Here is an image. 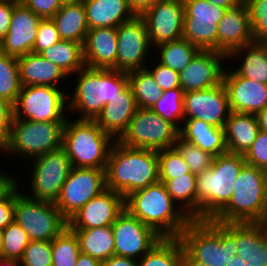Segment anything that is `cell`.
<instances>
[{
    "label": "cell",
    "instance_id": "obj_20",
    "mask_svg": "<svg viewBox=\"0 0 267 266\" xmlns=\"http://www.w3.org/2000/svg\"><path fill=\"white\" fill-rule=\"evenodd\" d=\"M125 209V198L113 190L105 189L91 198L68 221L70 229H91L112 225Z\"/></svg>",
    "mask_w": 267,
    "mask_h": 266
},
{
    "label": "cell",
    "instance_id": "obj_64",
    "mask_svg": "<svg viewBox=\"0 0 267 266\" xmlns=\"http://www.w3.org/2000/svg\"><path fill=\"white\" fill-rule=\"evenodd\" d=\"M3 257V237H2V230H0V258Z\"/></svg>",
    "mask_w": 267,
    "mask_h": 266
},
{
    "label": "cell",
    "instance_id": "obj_35",
    "mask_svg": "<svg viewBox=\"0 0 267 266\" xmlns=\"http://www.w3.org/2000/svg\"><path fill=\"white\" fill-rule=\"evenodd\" d=\"M39 55L59 66L70 77L85 66L83 45L74 41L61 39Z\"/></svg>",
    "mask_w": 267,
    "mask_h": 266
},
{
    "label": "cell",
    "instance_id": "obj_53",
    "mask_svg": "<svg viewBox=\"0 0 267 266\" xmlns=\"http://www.w3.org/2000/svg\"><path fill=\"white\" fill-rule=\"evenodd\" d=\"M20 0H0V42L9 31L14 7Z\"/></svg>",
    "mask_w": 267,
    "mask_h": 266
},
{
    "label": "cell",
    "instance_id": "obj_5",
    "mask_svg": "<svg viewBox=\"0 0 267 266\" xmlns=\"http://www.w3.org/2000/svg\"><path fill=\"white\" fill-rule=\"evenodd\" d=\"M267 171L245 163L229 202L211 219L217 223H257L266 216Z\"/></svg>",
    "mask_w": 267,
    "mask_h": 266
},
{
    "label": "cell",
    "instance_id": "obj_18",
    "mask_svg": "<svg viewBox=\"0 0 267 266\" xmlns=\"http://www.w3.org/2000/svg\"><path fill=\"white\" fill-rule=\"evenodd\" d=\"M184 119H199L224 128L231 110L223 83L204 90L184 93Z\"/></svg>",
    "mask_w": 267,
    "mask_h": 266
},
{
    "label": "cell",
    "instance_id": "obj_29",
    "mask_svg": "<svg viewBox=\"0 0 267 266\" xmlns=\"http://www.w3.org/2000/svg\"><path fill=\"white\" fill-rule=\"evenodd\" d=\"M179 135L214 156L227 153L224 128L199 119H184Z\"/></svg>",
    "mask_w": 267,
    "mask_h": 266
},
{
    "label": "cell",
    "instance_id": "obj_51",
    "mask_svg": "<svg viewBox=\"0 0 267 266\" xmlns=\"http://www.w3.org/2000/svg\"><path fill=\"white\" fill-rule=\"evenodd\" d=\"M20 2L42 19L52 18L63 5L61 0H20Z\"/></svg>",
    "mask_w": 267,
    "mask_h": 266
},
{
    "label": "cell",
    "instance_id": "obj_49",
    "mask_svg": "<svg viewBox=\"0 0 267 266\" xmlns=\"http://www.w3.org/2000/svg\"><path fill=\"white\" fill-rule=\"evenodd\" d=\"M153 66L146 67L153 75L155 81L159 84L162 91L179 88V72L165 66L161 63L154 62ZM155 65V66H154Z\"/></svg>",
    "mask_w": 267,
    "mask_h": 266
},
{
    "label": "cell",
    "instance_id": "obj_7",
    "mask_svg": "<svg viewBox=\"0 0 267 266\" xmlns=\"http://www.w3.org/2000/svg\"><path fill=\"white\" fill-rule=\"evenodd\" d=\"M114 142L94 120L75 118L73 121L67 118L65 121L62 148L70 158L72 167L106 169Z\"/></svg>",
    "mask_w": 267,
    "mask_h": 266
},
{
    "label": "cell",
    "instance_id": "obj_13",
    "mask_svg": "<svg viewBox=\"0 0 267 266\" xmlns=\"http://www.w3.org/2000/svg\"><path fill=\"white\" fill-rule=\"evenodd\" d=\"M183 36L200 50L218 51V22L227 9L207 0H183Z\"/></svg>",
    "mask_w": 267,
    "mask_h": 266
},
{
    "label": "cell",
    "instance_id": "obj_25",
    "mask_svg": "<svg viewBox=\"0 0 267 266\" xmlns=\"http://www.w3.org/2000/svg\"><path fill=\"white\" fill-rule=\"evenodd\" d=\"M117 28L90 29L83 45L86 67L113 69L117 61Z\"/></svg>",
    "mask_w": 267,
    "mask_h": 266
},
{
    "label": "cell",
    "instance_id": "obj_39",
    "mask_svg": "<svg viewBox=\"0 0 267 266\" xmlns=\"http://www.w3.org/2000/svg\"><path fill=\"white\" fill-rule=\"evenodd\" d=\"M183 99L184 91L180 87L162 91L159 100L150 109L180 130L184 122Z\"/></svg>",
    "mask_w": 267,
    "mask_h": 266
},
{
    "label": "cell",
    "instance_id": "obj_61",
    "mask_svg": "<svg viewBox=\"0 0 267 266\" xmlns=\"http://www.w3.org/2000/svg\"><path fill=\"white\" fill-rule=\"evenodd\" d=\"M225 266H247L245 260L239 255L230 257L229 261Z\"/></svg>",
    "mask_w": 267,
    "mask_h": 266
},
{
    "label": "cell",
    "instance_id": "obj_58",
    "mask_svg": "<svg viewBox=\"0 0 267 266\" xmlns=\"http://www.w3.org/2000/svg\"><path fill=\"white\" fill-rule=\"evenodd\" d=\"M210 4L218 5L227 10L237 7L240 2L238 0H207Z\"/></svg>",
    "mask_w": 267,
    "mask_h": 266
},
{
    "label": "cell",
    "instance_id": "obj_44",
    "mask_svg": "<svg viewBox=\"0 0 267 266\" xmlns=\"http://www.w3.org/2000/svg\"><path fill=\"white\" fill-rule=\"evenodd\" d=\"M159 161V180H171L177 176L191 173L183 157L174 148L157 151Z\"/></svg>",
    "mask_w": 267,
    "mask_h": 266
},
{
    "label": "cell",
    "instance_id": "obj_65",
    "mask_svg": "<svg viewBox=\"0 0 267 266\" xmlns=\"http://www.w3.org/2000/svg\"><path fill=\"white\" fill-rule=\"evenodd\" d=\"M63 4H69V3H79L83 0H61Z\"/></svg>",
    "mask_w": 267,
    "mask_h": 266
},
{
    "label": "cell",
    "instance_id": "obj_56",
    "mask_svg": "<svg viewBox=\"0 0 267 266\" xmlns=\"http://www.w3.org/2000/svg\"><path fill=\"white\" fill-rule=\"evenodd\" d=\"M160 0H128L130 8L136 15H140L148 7L153 6Z\"/></svg>",
    "mask_w": 267,
    "mask_h": 266
},
{
    "label": "cell",
    "instance_id": "obj_8",
    "mask_svg": "<svg viewBox=\"0 0 267 266\" xmlns=\"http://www.w3.org/2000/svg\"><path fill=\"white\" fill-rule=\"evenodd\" d=\"M64 124L65 122H36L13 118L10 139L2 152L31 161L59 149L62 147Z\"/></svg>",
    "mask_w": 267,
    "mask_h": 266
},
{
    "label": "cell",
    "instance_id": "obj_55",
    "mask_svg": "<svg viewBox=\"0 0 267 266\" xmlns=\"http://www.w3.org/2000/svg\"><path fill=\"white\" fill-rule=\"evenodd\" d=\"M100 266H138V264L137 259L113 255L109 259L102 261Z\"/></svg>",
    "mask_w": 267,
    "mask_h": 266
},
{
    "label": "cell",
    "instance_id": "obj_4",
    "mask_svg": "<svg viewBox=\"0 0 267 266\" xmlns=\"http://www.w3.org/2000/svg\"><path fill=\"white\" fill-rule=\"evenodd\" d=\"M178 239L190 258L207 266H225L237 254L236 223L191 220Z\"/></svg>",
    "mask_w": 267,
    "mask_h": 266
},
{
    "label": "cell",
    "instance_id": "obj_14",
    "mask_svg": "<svg viewBox=\"0 0 267 266\" xmlns=\"http://www.w3.org/2000/svg\"><path fill=\"white\" fill-rule=\"evenodd\" d=\"M105 189V169L72 167L55 205L68 220L91 198L98 196Z\"/></svg>",
    "mask_w": 267,
    "mask_h": 266
},
{
    "label": "cell",
    "instance_id": "obj_63",
    "mask_svg": "<svg viewBox=\"0 0 267 266\" xmlns=\"http://www.w3.org/2000/svg\"><path fill=\"white\" fill-rule=\"evenodd\" d=\"M257 224L260 226L262 229V232L264 234V237L267 241V216L263 217L261 220L257 222Z\"/></svg>",
    "mask_w": 267,
    "mask_h": 266
},
{
    "label": "cell",
    "instance_id": "obj_23",
    "mask_svg": "<svg viewBox=\"0 0 267 266\" xmlns=\"http://www.w3.org/2000/svg\"><path fill=\"white\" fill-rule=\"evenodd\" d=\"M253 33L246 4L229 9L218 22V52L227 57L236 49L252 43Z\"/></svg>",
    "mask_w": 267,
    "mask_h": 266
},
{
    "label": "cell",
    "instance_id": "obj_12",
    "mask_svg": "<svg viewBox=\"0 0 267 266\" xmlns=\"http://www.w3.org/2000/svg\"><path fill=\"white\" fill-rule=\"evenodd\" d=\"M30 175V193L23 194L34 200L54 202L72 168L70 158L61 147L41 155L32 161ZM29 194V195H27ZM31 194V195H30Z\"/></svg>",
    "mask_w": 267,
    "mask_h": 266
},
{
    "label": "cell",
    "instance_id": "obj_42",
    "mask_svg": "<svg viewBox=\"0 0 267 266\" xmlns=\"http://www.w3.org/2000/svg\"><path fill=\"white\" fill-rule=\"evenodd\" d=\"M173 147L183 157L191 173L195 175L203 173L213 164L215 158L213 154L202 150L190 141H186L180 135L177 136Z\"/></svg>",
    "mask_w": 267,
    "mask_h": 266
},
{
    "label": "cell",
    "instance_id": "obj_24",
    "mask_svg": "<svg viewBox=\"0 0 267 266\" xmlns=\"http://www.w3.org/2000/svg\"><path fill=\"white\" fill-rule=\"evenodd\" d=\"M136 109L133 90L128 84L110 103L105 104L94 121L114 140H119L128 129Z\"/></svg>",
    "mask_w": 267,
    "mask_h": 266
},
{
    "label": "cell",
    "instance_id": "obj_47",
    "mask_svg": "<svg viewBox=\"0 0 267 266\" xmlns=\"http://www.w3.org/2000/svg\"><path fill=\"white\" fill-rule=\"evenodd\" d=\"M61 40L51 18L42 19L38 25L36 41L32 53L39 54Z\"/></svg>",
    "mask_w": 267,
    "mask_h": 266
},
{
    "label": "cell",
    "instance_id": "obj_52",
    "mask_svg": "<svg viewBox=\"0 0 267 266\" xmlns=\"http://www.w3.org/2000/svg\"><path fill=\"white\" fill-rule=\"evenodd\" d=\"M18 185L2 200H0V230H3L13 221L14 201L22 191Z\"/></svg>",
    "mask_w": 267,
    "mask_h": 266
},
{
    "label": "cell",
    "instance_id": "obj_34",
    "mask_svg": "<svg viewBox=\"0 0 267 266\" xmlns=\"http://www.w3.org/2000/svg\"><path fill=\"white\" fill-rule=\"evenodd\" d=\"M159 182L165 184L173 201L191 220H198L195 174L188 173L185 176H177L171 180H159Z\"/></svg>",
    "mask_w": 267,
    "mask_h": 266
},
{
    "label": "cell",
    "instance_id": "obj_48",
    "mask_svg": "<svg viewBox=\"0 0 267 266\" xmlns=\"http://www.w3.org/2000/svg\"><path fill=\"white\" fill-rule=\"evenodd\" d=\"M243 156L247 164L267 171V133L260 130L255 141Z\"/></svg>",
    "mask_w": 267,
    "mask_h": 266
},
{
    "label": "cell",
    "instance_id": "obj_26",
    "mask_svg": "<svg viewBox=\"0 0 267 266\" xmlns=\"http://www.w3.org/2000/svg\"><path fill=\"white\" fill-rule=\"evenodd\" d=\"M17 60L22 86H51L61 88L63 87L59 85L60 83L62 84L61 81L70 79L59 66L39 54L30 52L17 58Z\"/></svg>",
    "mask_w": 267,
    "mask_h": 266
},
{
    "label": "cell",
    "instance_id": "obj_62",
    "mask_svg": "<svg viewBox=\"0 0 267 266\" xmlns=\"http://www.w3.org/2000/svg\"><path fill=\"white\" fill-rule=\"evenodd\" d=\"M0 266H20L19 260L10 258H0Z\"/></svg>",
    "mask_w": 267,
    "mask_h": 266
},
{
    "label": "cell",
    "instance_id": "obj_30",
    "mask_svg": "<svg viewBox=\"0 0 267 266\" xmlns=\"http://www.w3.org/2000/svg\"><path fill=\"white\" fill-rule=\"evenodd\" d=\"M236 246L247 266L267 265V241L257 223H236Z\"/></svg>",
    "mask_w": 267,
    "mask_h": 266
},
{
    "label": "cell",
    "instance_id": "obj_59",
    "mask_svg": "<svg viewBox=\"0 0 267 266\" xmlns=\"http://www.w3.org/2000/svg\"><path fill=\"white\" fill-rule=\"evenodd\" d=\"M259 130L267 133V107L256 114Z\"/></svg>",
    "mask_w": 267,
    "mask_h": 266
},
{
    "label": "cell",
    "instance_id": "obj_3",
    "mask_svg": "<svg viewBox=\"0 0 267 266\" xmlns=\"http://www.w3.org/2000/svg\"><path fill=\"white\" fill-rule=\"evenodd\" d=\"M125 209L163 238H178L191 221L162 182L132 192L125 198Z\"/></svg>",
    "mask_w": 267,
    "mask_h": 266
},
{
    "label": "cell",
    "instance_id": "obj_22",
    "mask_svg": "<svg viewBox=\"0 0 267 266\" xmlns=\"http://www.w3.org/2000/svg\"><path fill=\"white\" fill-rule=\"evenodd\" d=\"M41 17L19 2L12 13L9 31L0 42V51L19 58L32 52Z\"/></svg>",
    "mask_w": 267,
    "mask_h": 266
},
{
    "label": "cell",
    "instance_id": "obj_21",
    "mask_svg": "<svg viewBox=\"0 0 267 266\" xmlns=\"http://www.w3.org/2000/svg\"><path fill=\"white\" fill-rule=\"evenodd\" d=\"M224 69L222 83L231 112L257 114L267 107V84L240 76L235 70Z\"/></svg>",
    "mask_w": 267,
    "mask_h": 266
},
{
    "label": "cell",
    "instance_id": "obj_9",
    "mask_svg": "<svg viewBox=\"0 0 267 266\" xmlns=\"http://www.w3.org/2000/svg\"><path fill=\"white\" fill-rule=\"evenodd\" d=\"M51 86H22L13 105L14 118L36 122H65L68 113L66 89ZM67 111V112H66Z\"/></svg>",
    "mask_w": 267,
    "mask_h": 266
},
{
    "label": "cell",
    "instance_id": "obj_2",
    "mask_svg": "<svg viewBox=\"0 0 267 266\" xmlns=\"http://www.w3.org/2000/svg\"><path fill=\"white\" fill-rule=\"evenodd\" d=\"M76 75L75 88L67 94L68 115L79 114L76 116L80 120H95L105 104L129 84L128 74L114 69L84 66Z\"/></svg>",
    "mask_w": 267,
    "mask_h": 266
},
{
    "label": "cell",
    "instance_id": "obj_43",
    "mask_svg": "<svg viewBox=\"0 0 267 266\" xmlns=\"http://www.w3.org/2000/svg\"><path fill=\"white\" fill-rule=\"evenodd\" d=\"M3 258L20 260L30 243L26 231L14 220L2 230Z\"/></svg>",
    "mask_w": 267,
    "mask_h": 266
},
{
    "label": "cell",
    "instance_id": "obj_15",
    "mask_svg": "<svg viewBox=\"0 0 267 266\" xmlns=\"http://www.w3.org/2000/svg\"><path fill=\"white\" fill-rule=\"evenodd\" d=\"M143 18L135 15L117 27V61L114 70L129 73L147 66L152 49Z\"/></svg>",
    "mask_w": 267,
    "mask_h": 266
},
{
    "label": "cell",
    "instance_id": "obj_33",
    "mask_svg": "<svg viewBox=\"0 0 267 266\" xmlns=\"http://www.w3.org/2000/svg\"><path fill=\"white\" fill-rule=\"evenodd\" d=\"M78 240L81 253L105 261L114 255L112 225L91 229H71Z\"/></svg>",
    "mask_w": 267,
    "mask_h": 266
},
{
    "label": "cell",
    "instance_id": "obj_6",
    "mask_svg": "<svg viewBox=\"0 0 267 266\" xmlns=\"http://www.w3.org/2000/svg\"><path fill=\"white\" fill-rule=\"evenodd\" d=\"M245 163L242 154L227 152L215 156L212 166L196 175L198 220H211L229 202Z\"/></svg>",
    "mask_w": 267,
    "mask_h": 266
},
{
    "label": "cell",
    "instance_id": "obj_38",
    "mask_svg": "<svg viewBox=\"0 0 267 266\" xmlns=\"http://www.w3.org/2000/svg\"><path fill=\"white\" fill-rule=\"evenodd\" d=\"M183 246L178 238H162L140 259L138 266H179Z\"/></svg>",
    "mask_w": 267,
    "mask_h": 266
},
{
    "label": "cell",
    "instance_id": "obj_10",
    "mask_svg": "<svg viewBox=\"0 0 267 266\" xmlns=\"http://www.w3.org/2000/svg\"><path fill=\"white\" fill-rule=\"evenodd\" d=\"M13 220L31 241H52L68 226L54 202L34 200L23 193L15 198Z\"/></svg>",
    "mask_w": 267,
    "mask_h": 266
},
{
    "label": "cell",
    "instance_id": "obj_16",
    "mask_svg": "<svg viewBox=\"0 0 267 266\" xmlns=\"http://www.w3.org/2000/svg\"><path fill=\"white\" fill-rule=\"evenodd\" d=\"M114 255L140 259L163 237L124 209L112 224Z\"/></svg>",
    "mask_w": 267,
    "mask_h": 266
},
{
    "label": "cell",
    "instance_id": "obj_45",
    "mask_svg": "<svg viewBox=\"0 0 267 266\" xmlns=\"http://www.w3.org/2000/svg\"><path fill=\"white\" fill-rule=\"evenodd\" d=\"M19 263L20 266H52L51 241H30Z\"/></svg>",
    "mask_w": 267,
    "mask_h": 266
},
{
    "label": "cell",
    "instance_id": "obj_60",
    "mask_svg": "<svg viewBox=\"0 0 267 266\" xmlns=\"http://www.w3.org/2000/svg\"><path fill=\"white\" fill-rule=\"evenodd\" d=\"M179 266H207V265L194 261L183 250L179 261Z\"/></svg>",
    "mask_w": 267,
    "mask_h": 266
},
{
    "label": "cell",
    "instance_id": "obj_27",
    "mask_svg": "<svg viewBox=\"0 0 267 266\" xmlns=\"http://www.w3.org/2000/svg\"><path fill=\"white\" fill-rule=\"evenodd\" d=\"M90 29L119 27L136 14L128 0H83Z\"/></svg>",
    "mask_w": 267,
    "mask_h": 266
},
{
    "label": "cell",
    "instance_id": "obj_17",
    "mask_svg": "<svg viewBox=\"0 0 267 266\" xmlns=\"http://www.w3.org/2000/svg\"><path fill=\"white\" fill-rule=\"evenodd\" d=\"M140 16L145 22L153 48L183 36V0H160L144 10Z\"/></svg>",
    "mask_w": 267,
    "mask_h": 266
},
{
    "label": "cell",
    "instance_id": "obj_19",
    "mask_svg": "<svg viewBox=\"0 0 267 266\" xmlns=\"http://www.w3.org/2000/svg\"><path fill=\"white\" fill-rule=\"evenodd\" d=\"M225 54L213 50H200L179 72L180 88L186 92L204 90L222 83Z\"/></svg>",
    "mask_w": 267,
    "mask_h": 266
},
{
    "label": "cell",
    "instance_id": "obj_57",
    "mask_svg": "<svg viewBox=\"0 0 267 266\" xmlns=\"http://www.w3.org/2000/svg\"><path fill=\"white\" fill-rule=\"evenodd\" d=\"M100 261L91 257L90 255H86L80 253L77 263L75 266H100Z\"/></svg>",
    "mask_w": 267,
    "mask_h": 266
},
{
    "label": "cell",
    "instance_id": "obj_46",
    "mask_svg": "<svg viewBox=\"0 0 267 266\" xmlns=\"http://www.w3.org/2000/svg\"><path fill=\"white\" fill-rule=\"evenodd\" d=\"M246 5L250 14L254 41H267V0H250Z\"/></svg>",
    "mask_w": 267,
    "mask_h": 266
},
{
    "label": "cell",
    "instance_id": "obj_66",
    "mask_svg": "<svg viewBox=\"0 0 267 266\" xmlns=\"http://www.w3.org/2000/svg\"><path fill=\"white\" fill-rule=\"evenodd\" d=\"M240 4H247L250 0H238Z\"/></svg>",
    "mask_w": 267,
    "mask_h": 266
},
{
    "label": "cell",
    "instance_id": "obj_11",
    "mask_svg": "<svg viewBox=\"0 0 267 266\" xmlns=\"http://www.w3.org/2000/svg\"><path fill=\"white\" fill-rule=\"evenodd\" d=\"M179 130L148 108H137L126 132L118 140L131 148L163 150L172 148Z\"/></svg>",
    "mask_w": 267,
    "mask_h": 266
},
{
    "label": "cell",
    "instance_id": "obj_1",
    "mask_svg": "<svg viewBox=\"0 0 267 266\" xmlns=\"http://www.w3.org/2000/svg\"><path fill=\"white\" fill-rule=\"evenodd\" d=\"M105 171L106 188L126 198L134 191L159 182L157 151L131 148L115 140Z\"/></svg>",
    "mask_w": 267,
    "mask_h": 266
},
{
    "label": "cell",
    "instance_id": "obj_50",
    "mask_svg": "<svg viewBox=\"0 0 267 266\" xmlns=\"http://www.w3.org/2000/svg\"><path fill=\"white\" fill-rule=\"evenodd\" d=\"M13 118V105L0 97V152L9 142Z\"/></svg>",
    "mask_w": 267,
    "mask_h": 266
},
{
    "label": "cell",
    "instance_id": "obj_41",
    "mask_svg": "<svg viewBox=\"0 0 267 266\" xmlns=\"http://www.w3.org/2000/svg\"><path fill=\"white\" fill-rule=\"evenodd\" d=\"M52 266H75L81 253L75 233L67 226L51 241Z\"/></svg>",
    "mask_w": 267,
    "mask_h": 266
},
{
    "label": "cell",
    "instance_id": "obj_54",
    "mask_svg": "<svg viewBox=\"0 0 267 266\" xmlns=\"http://www.w3.org/2000/svg\"><path fill=\"white\" fill-rule=\"evenodd\" d=\"M14 178L11 174H8L3 170L0 171V200L4 199L17 185H18V178Z\"/></svg>",
    "mask_w": 267,
    "mask_h": 266
},
{
    "label": "cell",
    "instance_id": "obj_31",
    "mask_svg": "<svg viewBox=\"0 0 267 266\" xmlns=\"http://www.w3.org/2000/svg\"><path fill=\"white\" fill-rule=\"evenodd\" d=\"M227 58L228 62L232 58L236 61L241 59L239 66L237 62V66L232 67L240 76L267 84V45L264 42L253 41L246 44L234 50Z\"/></svg>",
    "mask_w": 267,
    "mask_h": 266
},
{
    "label": "cell",
    "instance_id": "obj_32",
    "mask_svg": "<svg viewBox=\"0 0 267 266\" xmlns=\"http://www.w3.org/2000/svg\"><path fill=\"white\" fill-rule=\"evenodd\" d=\"M51 19L62 40L84 45L89 26L83 2L63 4Z\"/></svg>",
    "mask_w": 267,
    "mask_h": 266
},
{
    "label": "cell",
    "instance_id": "obj_40",
    "mask_svg": "<svg viewBox=\"0 0 267 266\" xmlns=\"http://www.w3.org/2000/svg\"><path fill=\"white\" fill-rule=\"evenodd\" d=\"M21 88L17 58L0 51V97L14 105Z\"/></svg>",
    "mask_w": 267,
    "mask_h": 266
},
{
    "label": "cell",
    "instance_id": "obj_28",
    "mask_svg": "<svg viewBox=\"0 0 267 266\" xmlns=\"http://www.w3.org/2000/svg\"><path fill=\"white\" fill-rule=\"evenodd\" d=\"M259 131L255 114L231 112L224 125L228 152L244 155L255 141Z\"/></svg>",
    "mask_w": 267,
    "mask_h": 266
},
{
    "label": "cell",
    "instance_id": "obj_36",
    "mask_svg": "<svg viewBox=\"0 0 267 266\" xmlns=\"http://www.w3.org/2000/svg\"><path fill=\"white\" fill-rule=\"evenodd\" d=\"M158 52L159 63L168 66L174 71H182L200 51L199 48L181 38L175 41L166 42L154 47Z\"/></svg>",
    "mask_w": 267,
    "mask_h": 266
},
{
    "label": "cell",
    "instance_id": "obj_37",
    "mask_svg": "<svg viewBox=\"0 0 267 266\" xmlns=\"http://www.w3.org/2000/svg\"><path fill=\"white\" fill-rule=\"evenodd\" d=\"M127 74L137 108L150 109L162 94L159 84L147 68L134 70Z\"/></svg>",
    "mask_w": 267,
    "mask_h": 266
}]
</instances>
